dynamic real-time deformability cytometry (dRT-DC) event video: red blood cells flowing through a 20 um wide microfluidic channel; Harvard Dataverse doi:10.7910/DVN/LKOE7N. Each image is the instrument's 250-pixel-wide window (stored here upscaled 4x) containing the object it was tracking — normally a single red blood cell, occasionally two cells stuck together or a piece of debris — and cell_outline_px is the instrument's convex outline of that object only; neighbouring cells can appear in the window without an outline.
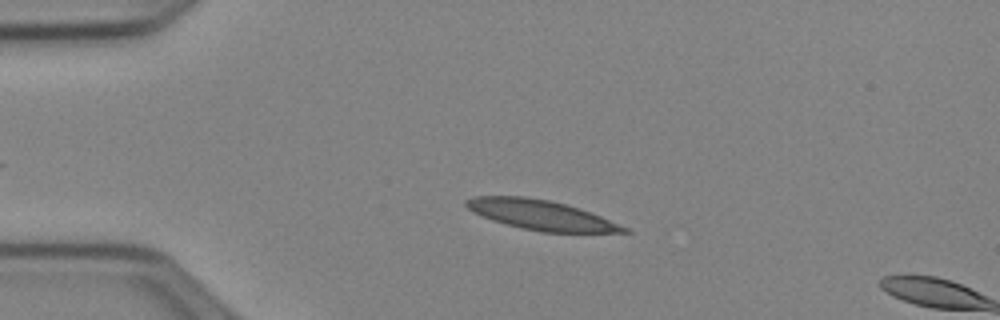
{"species": "Egyptian fruit bat (a non-hibernating species)", "species_latin": "Rousettus aegyptiacus", "temperature_condition": "cold", "stored_images_in_passage": 45, "camera_frame_rate_fps": 3000, "um_per_image_px": 0.085, "animal": {"sex": "female"}, "frame": {"image": 1, "passage_image": 11, "time_ms": 3.333, "image_size_px": [1000, 320], "cell_outline_px": [[632, 232], [540, 232], [492, 220], [472, 212], [464, 204], [464, 200], [472, 196], [524, 196], [548, 200], [580, 208], [600, 216], [628, 228]], "centroid_in_image_um": [45.93, 18.26], "position_along_channel_um": 39.1, "area_um2": 27.05}}
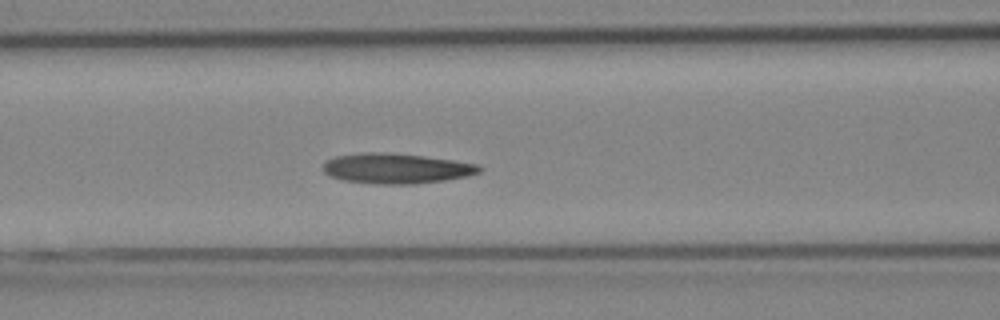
{"frame": {"image": 2, "passage_image": 21, "time_ms": 6.667, "image_size_px": [1000, 320], "cell_outline_px": [[484, 168], [480, 172], [468, 176], [444, 180], [412, 184], [376, 184], [344, 180], [328, 176], [324, 172], [324, 164], [328, 160], [336, 156], [364, 152], [388, 152], [452, 160], [476, 164]], "centroid_in_image_um": [33.68, 14.32], "position_along_channel_um": 132.9, "area_um2": 27.34}}
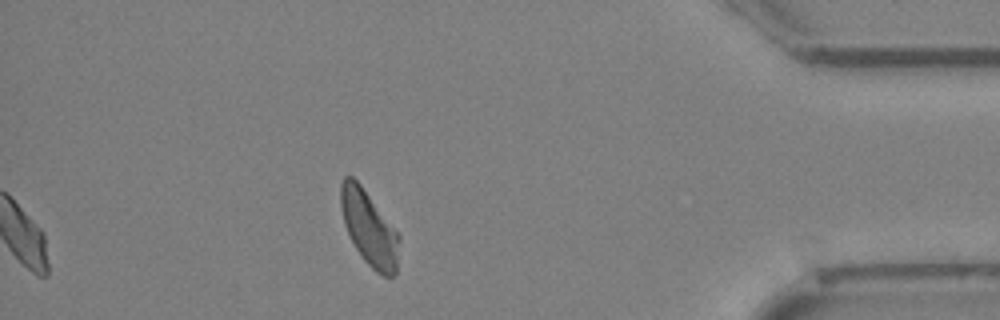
{"frame": {"image": 3, "passage_image": 45, "time_ms": 14.667, "image_size_px": [1000, 320], "cell_outline_px": [[400, 240], [396, 272], [392, 276], [384, 276], [376, 272], [364, 260], [356, 248], [344, 224], [340, 208], [340, 184], [344, 176], [352, 176], [360, 184], [400, 232]], "centroid_in_image_um": [31.39, 19.37], "position_along_channel_um": 403.8, "area_um2": 25.66}, "authors_computed_cell_mechanics": {"area_um2": 26.7036, "velocity_mm_per_s": 3.9013, "shape_relaxation_time_tau1_ms": 8.4959, "shape_relaxation_time_tau2_ms": 4.2823, "deformation_change_tau1": 0.1896, "deformation_change_tau2": 0.1228}}